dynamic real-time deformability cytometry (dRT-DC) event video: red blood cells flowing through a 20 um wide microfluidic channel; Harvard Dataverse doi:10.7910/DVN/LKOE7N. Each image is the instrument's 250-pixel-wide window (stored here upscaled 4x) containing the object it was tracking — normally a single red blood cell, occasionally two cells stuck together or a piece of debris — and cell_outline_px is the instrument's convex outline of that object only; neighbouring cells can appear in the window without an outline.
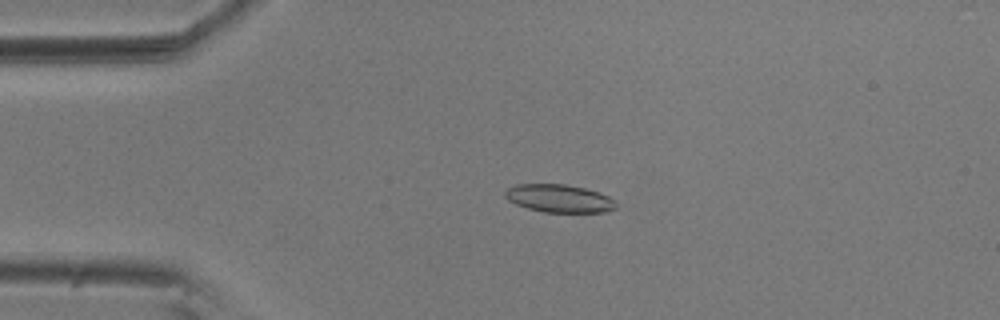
{"species": "common noctule bat (a hibernating species)", "species_latin": "Nyctalus noctula", "temperature_condition": "room temperature", "stored_images_in_passage": 19, "camera_frame_rate_fps": 3000, "um_per_image_px": 0.085, "animal": {"sex": "male", "body_mass_g": 20.5, "forearm_length_mm": 52.5}, "frame": {"image": 1, "passage_image": 13, "time_ms": 4.0, "image_size_px": [1000, 320], "cell_outline_px": [[616, 208], [604, 212], [544, 212], [528, 208], [516, 204], [508, 200], [504, 196], [504, 192], [508, 188], [516, 184], [564, 184], [584, 188], [608, 196], [616, 204]], "centroid_in_image_um": [47.49, 16.86], "position_along_channel_um": 37.5, "area_um2": 17.86}}